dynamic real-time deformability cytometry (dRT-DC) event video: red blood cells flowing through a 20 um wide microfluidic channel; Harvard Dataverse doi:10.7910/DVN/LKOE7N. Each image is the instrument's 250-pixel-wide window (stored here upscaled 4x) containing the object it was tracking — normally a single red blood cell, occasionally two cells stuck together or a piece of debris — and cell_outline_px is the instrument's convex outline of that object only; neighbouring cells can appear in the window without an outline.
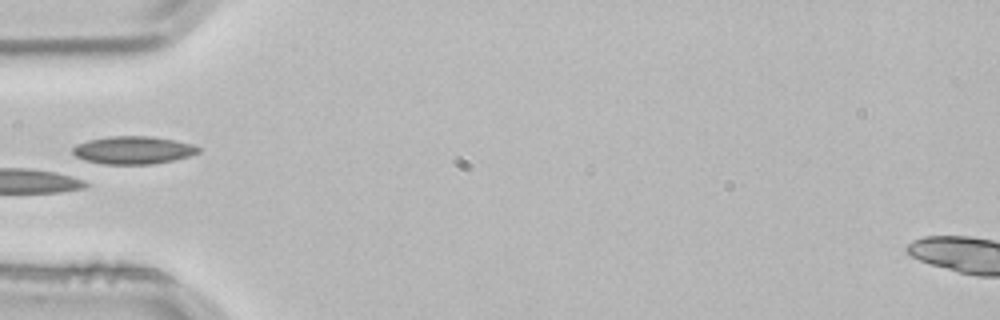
{"species": "common noctule bat (a hibernating species)", "species_latin": "Nyctalus noctula", "temperature_condition": "room temperature", "stored_images_in_passage": 3, "camera_frame_rate_fps": 3000, "um_per_image_px": 0.085, "animal": {"sex": "male", "body_mass_g": 21.5, "forearm_length_mm": 52.0}, "frame": {"image": 1, "passage_image": 3, "time_ms": 0.667, "image_size_px": [1000, 320], "cell_outline_px": [[200, 152], [176, 160], [152, 164], [104, 164], [84, 160], [76, 156], [72, 152], [72, 148], [76, 144], [88, 140], [108, 136], [152, 136], [192, 144], [200, 148]], "centroid_in_image_um": [11.31, 12.76], "position_along_channel_um": 73.7, "area_um2": 20.4}}